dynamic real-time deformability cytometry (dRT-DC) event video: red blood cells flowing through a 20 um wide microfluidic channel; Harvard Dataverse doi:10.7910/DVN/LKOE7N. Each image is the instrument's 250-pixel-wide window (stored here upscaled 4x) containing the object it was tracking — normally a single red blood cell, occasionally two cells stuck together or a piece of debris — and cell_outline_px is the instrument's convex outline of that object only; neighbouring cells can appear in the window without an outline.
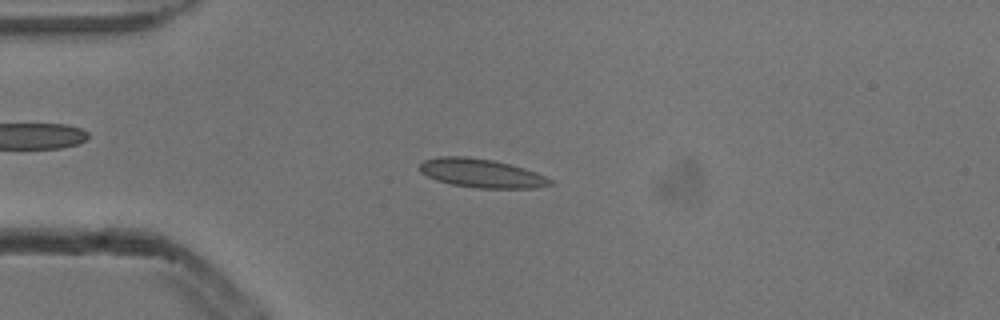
{"species": "common noctule bat (a hibernating species)", "species_latin": "Nyctalus noctula", "temperature_condition": "cold", "stored_images_in_passage": 53, "camera_frame_rate_fps": 3000, "um_per_image_px": 0.085, "animal": {"sex": "male", "body_mass_g": 13.3}, "frame": {"image": 1, "passage_image": 13, "time_ms": 4.0, "image_size_px": [1000, 320], "cell_outline_px": [[552, 184], [536, 188], [476, 188], [452, 184], [436, 180], [420, 172], [420, 164], [424, 160], [440, 156], [468, 156], [492, 160], [524, 168], [536, 172], [552, 180]], "centroid_in_image_um": [40.91, 14.72], "position_along_channel_um": 44.1, "area_um2": 21.73}}
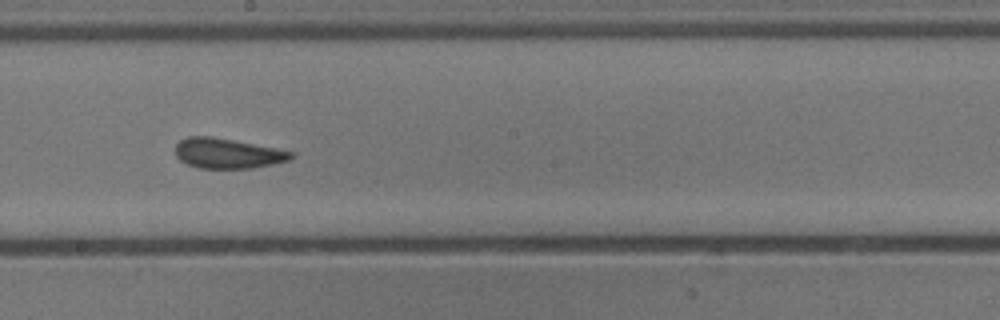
{"frame": {"image": 2, "passage_image": 29, "time_ms": 9.333, "image_size_px": [1000, 320], "cell_outline_px": [[296, 152], [288, 160], [272, 164], [252, 168], [200, 168], [188, 164], [180, 160], [176, 156], [176, 144], [180, 140], [188, 136], [212, 136]], "centroid_in_image_um": [19.32, 13.03], "position_along_channel_um": 228.9, "area_um2": 20.11}}
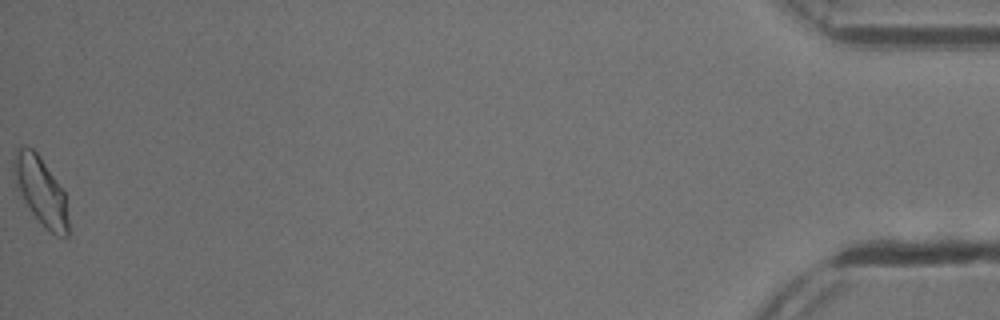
{"frame": {"image": 3, "passage_image": 53, "time_ms": 17.333, "image_size_px": [1000, 320], "cell_outline_px": [[68, 236], [56, 236], [44, 228], [32, 212], [24, 200], [20, 192], [12, 172], [12, 156], [16, 148], [24, 144], [32, 148], [40, 156], [64, 192], [68, 220]], "centroid_in_image_um": [3.43, 16.18], "position_along_channel_um": 431.8, "area_um2": 21.56}, "authors_computed_cell_mechanics": {"area_um2": 20.2878, "velocity_mm_per_s": 3.8418, "shape_relaxation_time_tau1_ms": null, "shape_relaxation_time_tau2_ms": 1.6648, "deformation_change_tau1": null, "deformation_change_tau2": 0.0757}}